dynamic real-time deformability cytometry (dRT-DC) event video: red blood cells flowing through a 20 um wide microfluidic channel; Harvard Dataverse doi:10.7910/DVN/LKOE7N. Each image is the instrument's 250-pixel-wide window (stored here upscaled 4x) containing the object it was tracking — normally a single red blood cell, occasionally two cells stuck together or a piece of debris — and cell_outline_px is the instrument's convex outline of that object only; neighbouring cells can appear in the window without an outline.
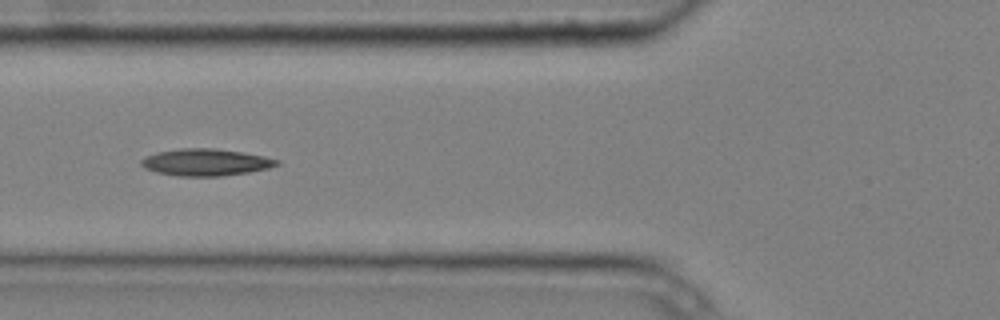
{"species": "common noctule bat (a hibernating species)", "species_latin": "Nyctalus noctula", "temperature_condition": "cold", "stored_images_in_passage": 14, "camera_frame_rate_fps": 3000, "um_per_image_px": 0.085, "animal": {"sex": "male", "body_mass_g": 20.4}, "frame": {"image": 1, "passage_image": 5, "time_ms": 1.333, "image_size_px": [1000, 320], "cell_outline_px": [[280, 164], [268, 168], [248, 172], [220, 176], [176, 176], [156, 172], [144, 168], [140, 164], [140, 160], [144, 156], [156, 152], [180, 148], [216, 148], [244, 152], [264, 156], [280, 160]], "centroid_in_image_um": [17.46, 13.78], "position_along_channel_um": 108.3, "area_um2": 21.5}}
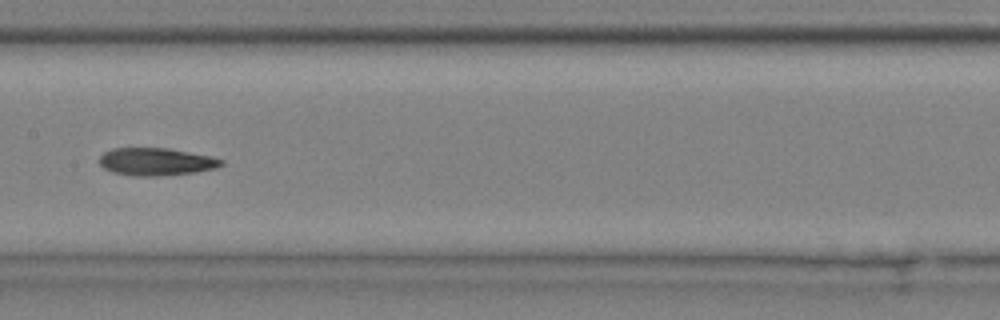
{"frame": {"image": 2, "passage_image": 7, "time_ms": 2.0, "image_size_px": [1000, 320], "cell_outline_px": [[224, 164], [216, 168], [196, 172], [160, 176], [136, 176], [112, 172], [104, 168], [100, 164], [100, 156], [104, 152], [112, 148], [168, 148], [212, 156], [224, 160]], "centroid_in_image_um": [13.29, 13.74], "position_along_channel_um": 194.1, "area_um2": 19.71}}
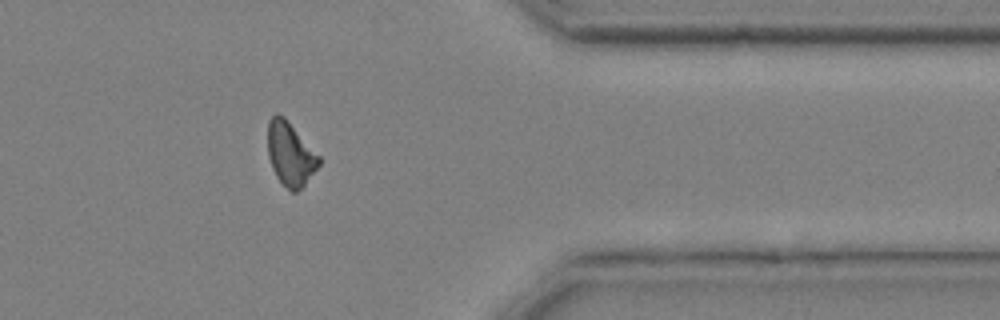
{"frame": {"image": 3, "passage_image": 12, "time_ms": 3.667, "image_size_px": [1000, 320], "cell_outline_px": [[320, 164], [304, 184], [296, 192], [292, 192], [276, 176], [272, 168], [268, 156], [268, 120], [276, 112], [284, 116], [320, 156]], "centroid_in_image_um": [24.66, 13.05], "position_along_channel_um": 386.7, "area_um2": 18.79}}